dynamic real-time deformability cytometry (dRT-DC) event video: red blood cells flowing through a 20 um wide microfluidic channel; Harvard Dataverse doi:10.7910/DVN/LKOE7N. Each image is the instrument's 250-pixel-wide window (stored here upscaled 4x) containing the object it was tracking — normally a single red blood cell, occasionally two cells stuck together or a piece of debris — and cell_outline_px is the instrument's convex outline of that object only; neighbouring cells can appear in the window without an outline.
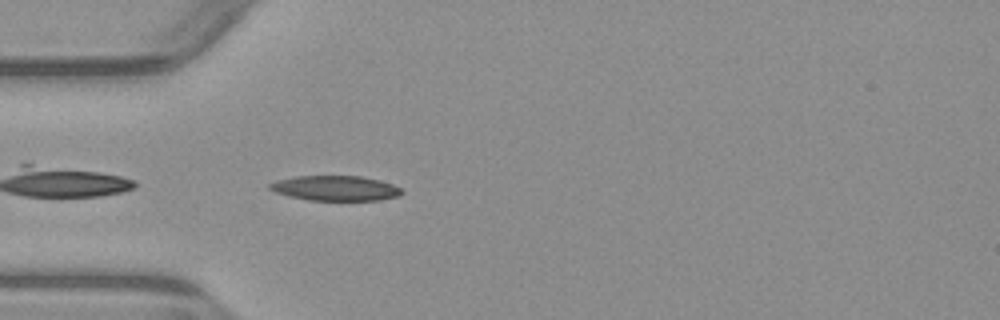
{"species": "common noctule bat (a hibernating species)", "species_latin": "Nyctalus noctula", "temperature_condition": "warm", "stored_images_in_passage": 1, "camera_frame_rate_fps": 3000, "um_per_image_px": 0.085, "animal": {"sex": "male", "body_mass_g": 23.1, "forearm_length_mm": 52.7}, "frame": {"image": 1, "passage_image": 1, "time_ms": 0.0, "image_size_px": [1000, 320], "cell_outline_px": [[404, 192], [400, 196], [380, 200], [308, 200], [288, 196], [276, 192], [268, 188], [268, 184], [276, 180], [296, 176], [360, 176], [380, 180], [392, 184], [400, 188]], "centroid_in_image_um": [28.51, 16.0], "position_along_channel_um": 56.5, "area_um2": 19.31}}